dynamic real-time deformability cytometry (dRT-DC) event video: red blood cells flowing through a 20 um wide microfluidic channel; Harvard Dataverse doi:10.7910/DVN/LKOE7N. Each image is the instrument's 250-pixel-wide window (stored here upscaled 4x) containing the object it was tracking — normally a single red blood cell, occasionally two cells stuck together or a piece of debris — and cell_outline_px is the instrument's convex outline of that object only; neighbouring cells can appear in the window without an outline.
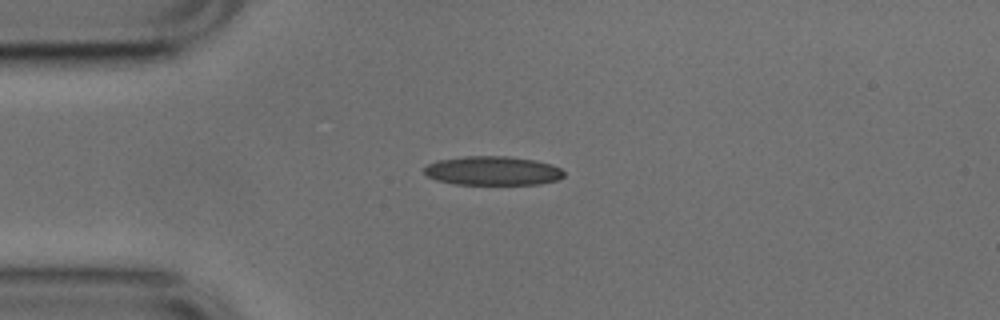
{"species": "common noctule bat (a hibernating species)", "species_latin": "Nyctalus noctula", "temperature_condition": "cold", "stored_images_in_passage": 1, "camera_frame_rate_fps": 3000, "um_per_image_px": 0.085, "animal": {"sex": "male", "body_mass_g": 17.9, "forearm_length_mm": 54.2}, "frame": {"image": 1, "passage_image": 1, "time_ms": 0.0, "image_size_px": [1000, 320], "cell_outline_px": [[564, 176], [556, 180], [540, 184], [456, 184], [436, 180], [428, 176], [424, 172], [424, 168], [428, 164], [436, 160], [464, 156], [508, 156], [536, 160], [552, 164], [560, 168], [564, 172]], "centroid_in_image_um": [41.88, 14.51], "position_along_channel_um": 43.1, "area_um2": 23.7}}